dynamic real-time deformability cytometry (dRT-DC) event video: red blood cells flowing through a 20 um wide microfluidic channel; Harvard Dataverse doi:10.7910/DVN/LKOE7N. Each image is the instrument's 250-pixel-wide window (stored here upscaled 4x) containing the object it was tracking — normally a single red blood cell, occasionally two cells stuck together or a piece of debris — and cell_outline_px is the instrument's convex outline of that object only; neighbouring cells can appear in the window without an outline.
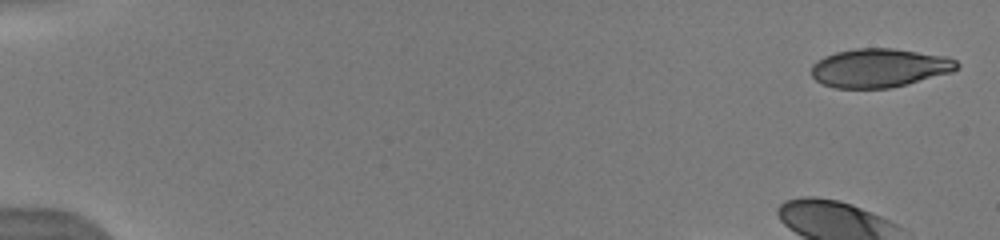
{"species": "human", "species_latin": "Homo sapiens", "temperature_condition": "warm", "stored_images_in_passage": 13, "camera_frame_rate_fps": 3000, "um_per_image_px": 0.085, "donor": {"sex": "male"}, "frame": {"image": 1, "passage_image": 1, "time_ms": 0.0, "image_size_px": [1000, 240], "cell_outline_px": [[960, 68], [952, 72], [888, 88], [836, 88], [824, 84], [816, 80], [812, 76], [812, 64], [816, 60], [824, 56], [836, 52], [856, 48], [892, 48], [948, 56], [956, 60], [960, 64]], "centroid_in_image_um": [74.76, 5.76], "position_along_channel_um": 10.2, "area_um2": 32.83}}